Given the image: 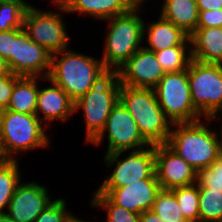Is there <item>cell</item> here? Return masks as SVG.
<instances>
[{
    "instance_id": "d6a6232c",
    "label": "cell",
    "mask_w": 222,
    "mask_h": 222,
    "mask_svg": "<svg viewBox=\"0 0 222 222\" xmlns=\"http://www.w3.org/2000/svg\"><path fill=\"white\" fill-rule=\"evenodd\" d=\"M221 28L222 27V8L215 10H199L197 28Z\"/></svg>"
},
{
    "instance_id": "b9f144b4",
    "label": "cell",
    "mask_w": 222,
    "mask_h": 222,
    "mask_svg": "<svg viewBox=\"0 0 222 222\" xmlns=\"http://www.w3.org/2000/svg\"><path fill=\"white\" fill-rule=\"evenodd\" d=\"M11 1H13V0H0V5H1V4H4V3L11 2Z\"/></svg>"
},
{
    "instance_id": "8992f818",
    "label": "cell",
    "mask_w": 222,
    "mask_h": 222,
    "mask_svg": "<svg viewBox=\"0 0 222 222\" xmlns=\"http://www.w3.org/2000/svg\"><path fill=\"white\" fill-rule=\"evenodd\" d=\"M188 80L194 108L208 122L214 120L222 113V64L191 59Z\"/></svg>"
},
{
    "instance_id": "5b68a950",
    "label": "cell",
    "mask_w": 222,
    "mask_h": 222,
    "mask_svg": "<svg viewBox=\"0 0 222 222\" xmlns=\"http://www.w3.org/2000/svg\"><path fill=\"white\" fill-rule=\"evenodd\" d=\"M36 114L4 109L0 126V145L7 160H19L15 154L49 147L50 138Z\"/></svg>"
},
{
    "instance_id": "e0dca14e",
    "label": "cell",
    "mask_w": 222,
    "mask_h": 222,
    "mask_svg": "<svg viewBox=\"0 0 222 222\" xmlns=\"http://www.w3.org/2000/svg\"><path fill=\"white\" fill-rule=\"evenodd\" d=\"M43 81H50V86L43 89L39 88L35 114L43 124H46L44 127L48 128L49 125L47 124H50L52 121H67L75 113L74 102L51 79L46 77L43 78ZM39 115H43V118Z\"/></svg>"
},
{
    "instance_id": "83f0119b",
    "label": "cell",
    "mask_w": 222,
    "mask_h": 222,
    "mask_svg": "<svg viewBox=\"0 0 222 222\" xmlns=\"http://www.w3.org/2000/svg\"><path fill=\"white\" fill-rule=\"evenodd\" d=\"M30 4L24 0H13L0 5V31L23 28V19Z\"/></svg>"
},
{
    "instance_id": "3957f363",
    "label": "cell",
    "mask_w": 222,
    "mask_h": 222,
    "mask_svg": "<svg viewBox=\"0 0 222 222\" xmlns=\"http://www.w3.org/2000/svg\"><path fill=\"white\" fill-rule=\"evenodd\" d=\"M143 2L129 12L104 20L109 21L105 50L101 61L104 67L115 73L136 51L142 48L144 20L140 17Z\"/></svg>"
},
{
    "instance_id": "ac0fdd59",
    "label": "cell",
    "mask_w": 222,
    "mask_h": 222,
    "mask_svg": "<svg viewBox=\"0 0 222 222\" xmlns=\"http://www.w3.org/2000/svg\"><path fill=\"white\" fill-rule=\"evenodd\" d=\"M158 21L149 23L148 29L144 22L143 37L147 34V44L145 49L157 52L174 46H191V40L181 28L175 26L170 21L164 19L161 15ZM147 29V32H146ZM146 32V33H145Z\"/></svg>"
},
{
    "instance_id": "4316f807",
    "label": "cell",
    "mask_w": 222,
    "mask_h": 222,
    "mask_svg": "<svg viewBox=\"0 0 222 222\" xmlns=\"http://www.w3.org/2000/svg\"><path fill=\"white\" fill-rule=\"evenodd\" d=\"M188 222H199V188L194 183L171 189Z\"/></svg>"
},
{
    "instance_id": "60d3db41",
    "label": "cell",
    "mask_w": 222,
    "mask_h": 222,
    "mask_svg": "<svg viewBox=\"0 0 222 222\" xmlns=\"http://www.w3.org/2000/svg\"><path fill=\"white\" fill-rule=\"evenodd\" d=\"M70 222H86V221H83V220L75 217V218H74L73 220H71ZM88 222H89V221H88Z\"/></svg>"
},
{
    "instance_id": "2e32d148",
    "label": "cell",
    "mask_w": 222,
    "mask_h": 222,
    "mask_svg": "<svg viewBox=\"0 0 222 222\" xmlns=\"http://www.w3.org/2000/svg\"><path fill=\"white\" fill-rule=\"evenodd\" d=\"M160 185L154 173L148 179H142L133 184L112 189L107 196L117 205L126 210L141 214L151 210Z\"/></svg>"
},
{
    "instance_id": "30bf717a",
    "label": "cell",
    "mask_w": 222,
    "mask_h": 222,
    "mask_svg": "<svg viewBox=\"0 0 222 222\" xmlns=\"http://www.w3.org/2000/svg\"><path fill=\"white\" fill-rule=\"evenodd\" d=\"M63 17L61 12H43L30 4L24 15L23 29L32 41L54 54L67 49L70 44Z\"/></svg>"
},
{
    "instance_id": "484cf974",
    "label": "cell",
    "mask_w": 222,
    "mask_h": 222,
    "mask_svg": "<svg viewBox=\"0 0 222 222\" xmlns=\"http://www.w3.org/2000/svg\"><path fill=\"white\" fill-rule=\"evenodd\" d=\"M189 53H188V51ZM165 73L186 70L191 61V46H174L155 52Z\"/></svg>"
},
{
    "instance_id": "7a4b0ae2",
    "label": "cell",
    "mask_w": 222,
    "mask_h": 222,
    "mask_svg": "<svg viewBox=\"0 0 222 222\" xmlns=\"http://www.w3.org/2000/svg\"><path fill=\"white\" fill-rule=\"evenodd\" d=\"M166 145L197 172L206 169L222 154L218 133L200 119L172 124Z\"/></svg>"
},
{
    "instance_id": "f546056e",
    "label": "cell",
    "mask_w": 222,
    "mask_h": 222,
    "mask_svg": "<svg viewBox=\"0 0 222 222\" xmlns=\"http://www.w3.org/2000/svg\"><path fill=\"white\" fill-rule=\"evenodd\" d=\"M198 188H211L222 192V154L209 167L197 172Z\"/></svg>"
},
{
    "instance_id": "9a60e30c",
    "label": "cell",
    "mask_w": 222,
    "mask_h": 222,
    "mask_svg": "<svg viewBox=\"0 0 222 222\" xmlns=\"http://www.w3.org/2000/svg\"><path fill=\"white\" fill-rule=\"evenodd\" d=\"M48 191L36 181L19 183L6 213L15 222H33L53 201Z\"/></svg>"
},
{
    "instance_id": "ee69618b",
    "label": "cell",
    "mask_w": 222,
    "mask_h": 222,
    "mask_svg": "<svg viewBox=\"0 0 222 222\" xmlns=\"http://www.w3.org/2000/svg\"><path fill=\"white\" fill-rule=\"evenodd\" d=\"M219 114H221L222 115V113H219ZM222 117V116H221ZM221 135H219L221 138H220V140H221V144H222V124H221Z\"/></svg>"
},
{
    "instance_id": "1f68e13d",
    "label": "cell",
    "mask_w": 222,
    "mask_h": 222,
    "mask_svg": "<svg viewBox=\"0 0 222 222\" xmlns=\"http://www.w3.org/2000/svg\"><path fill=\"white\" fill-rule=\"evenodd\" d=\"M16 28L9 31H0V57L8 64L11 72V54H13V40L23 31Z\"/></svg>"
},
{
    "instance_id": "7c38bea8",
    "label": "cell",
    "mask_w": 222,
    "mask_h": 222,
    "mask_svg": "<svg viewBox=\"0 0 222 222\" xmlns=\"http://www.w3.org/2000/svg\"><path fill=\"white\" fill-rule=\"evenodd\" d=\"M50 69L51 53L32 41L23 30L13 40L11 73L17 76L46 78Z\"/></svg>"
},
{
    "instance_id": "52a82bcc",
    "label": "cell",
    "mask_w": 222,
    "mask_h": 222,
    "mask_svg": "<svg viewBox=\"0 0 222 222\" xmlns=\"http://www.w3.org/2000/svg\"><path fill=\"white\" fill-rule=\"evenodd\" d=\"M121 84L115 73H109L96 86L74 102V112L82 109L86 126V143L104 128L112 108L119 101Z\"/></svg>"
},
{
    "instance_id": "8d00e7d4",
    "label": "cell",
    "mask_w": 222,
    "mask_h": 222,
    "mask_svg": "<svg viewBox=\"0 0 222 222\" xmlns=\"http://www.w3.org/2000/svg\"><path fill=\"white\" fill-rule=\"evenodd\" d=\"M10 73L7 62L0 57V78L6 77Z\"/></svg>"
},
{
    "instance_id": "7bdbcfd3",
    "label": "cell",
    "mask_w": 222,
    "mask_h": 222,
    "mask_svg": "<svg viewBox=\"0 0 222 222\" xmlns=\"http://www.w3.org/2000/svg\"><path fill=\"white\" fill-rule=\"evenodd\" d=\"M3 109L0 107V126H1V117H2Z\"/></svg>"
},
{
    "instance_id": "f35d334b",
    "label": "cell",
    "mask_w": 222,
    "mask_h": 222,
    "mask_svg": "<svg viewBox=\"0 0 222 222\" xmlns=\"http://www.w3.org/2000/svg\"><path fill=\"white\" fill-rule=\"evenodd\" d=\"M0 222H15L6 212L0 213Z\"/></svg>"
},
{
    "instance_id": "4fadbf2b",
    "label": "cell",
    "mask_w": 222,
    "mask_h": 222,
    "mask_svg": "<svg viewBox=\"0 0 222 222\" xmlns=\"http://www.w3.org/2000/svg\"><path fill=\"white\" fill-rule=\"evenodd\" d=\"M121 85L154 89L165 72L155 52L142 46L115 72Z\"/></svg>"
},
{
    "instance_id": "9c48e42d",
    "label": "cell",
    "mask_w": 222,
    "mask_h": 222,
    "mask_svg": "<svg viewBox=\"0 0 222 222\" xmlns=\"http://www.w3.org/2000/svg\"><path fill=\"white\" fill-rule=\"evenodd\" d=\"M154 90L158 104L172 124L201 119L202 116L192 104L188 68L165 73Z\"/></svg>"
},
{
    "instance_id": "44dd1931",
    "label": "cell",
    "mask_w": 222,
    "mask_h": 222,
    "mask_svg": "<svg viewBox=\"0 0 222 222\" xmlns=\"http://www.w3.org/2000/svg\"><path fill=\"white\" fill-rule=\"evenodd\" d=\"M161 16L181 28L189 36L196 30L199 19L197 0H164Z\"/></svg>"
},
{
    "instance_id": "ba28073f",
    "label": "cell",
    "mask_w": 222,
    "mask_h": 222,
    "mask_svg": "<svg viewBox=\"0 0 222 222\" xmlns=\"http://www.w3.org/2000/svg\"><path fill=\"white\" fill-rule=\"evenodd\" d=\"M125 152L118 151L104 156L107 167L116 165L110 176L95 190L94 194L107 195L114 188L148 179L155 173V145L132 150L127 157L120 159V156Z\"/></svg>"
},
{
    "instance_id": "4dcf8cb0",
    "label": "cell",
    "mask_w": 222,
    "mask_h": 222,
    "mask_svg": "<svg viewBox=\"0 0 222 222\" xmlns=\"http://www.w3.org/2000/svg\"><path fill=\"white\" fill-rule=\"evenodd\" d=\"M75 218L72 212L66 211L65 199L52 201L33 222H70Z\"/></svg>"
},
{
    "instance_id": "d4e9b609",
    "label": "cell",
    "mask_w": 222,
    "mask_h": 222,
    "mask_svg": "<svg viewBox=\"0 0 222 222\" xmlns=\"http://www.w3.org/2000/svg\"><path fill=\"white\" fill-rule=\"evenodd\" d=\"M199 222H222V192L199 188Z\"/></svg>"
},
{
    "instance_id": "ab89813d",
    "label": "cell",
    "mask_w": 222,
    "mask_h": 222,
    "mask_svg": "<svg viewBox=\"0 0 222 222\" xmlns=\"http://www.w3.org/2000/svg\"><path fill=\"white\" fill-rule=\"evenodd\" d=\"M7 159L5 158L2 149H1V145H0V164L5 162Z\"/></svg>"
},
{
    "instance_id": "74e56055",
    "label": "cell",
    "mask_w": 222,
    "mask_h": 222,
    "mask_svg": "<svg viewBox=\"0 0 222 222\" xmlns=\"http://www.w3.org/2000/svg\"><path fill=\"white\" fill-rule=\"evenodd\" d=\"M57 9H66L72 0H52Z\"/></svg>"
},
{
    "instance_id": "603a6c76",
    "label": "cell",
    "mask_w": 222,
    "mask_h": 222,
    "mask_svg": "<svg viewBox=\"0 0 222 222\" xmlns=\"http://www.w3.org/2000/svg\"><path fill=\"white\" fill-rule=\"evenodd\" d=\"M17 160H6L0 164V213L8 209L10 199L21 181Z\"/></svg>"
},
{
    "instance_id": "5bb4252c",
    "label": "cell",
    "mask_w": 222,
    "mask_h": 222,
    "mask_svg": "<svg viewBox=\"0 0 222 222\" xmlns=\"http://www.w3.org/2000/svg\"><path fill=\"white\" fill-rule=\"evenodd\" d=\"M155 174L162 189H174L197 182V171L166 144L155 145Z\"/></svg>"
},
{
    "instance_id": "8fae6325",
    "label": "cell",
    "mask_w": 222,
    "mask_h": 222,
    "mask_svg": "<svg viewBox=\"0 0 222 222\" xmlns=\"http://www.w3.org/2000/svg\"><path fill=\"white\" fill-rule=\"evenodd\" d=\"M106 132L108 134L106 154L138 150L151 145L142 136L136 121L120 101L112 108L102 131L90 143L94 146L101 144Z\"/></svg>"
},
{
    "instance_id": "d590c367",
    "label": "cell",
    "mask_w": 222,
    "mask_h": 222,
    "mask_svg": "<svg viewBox=\"0 0 222 222\" xmlns=\"http://www.w3.org/2000/svg\"><path fill=\"white\" fill-rule=\"evenodd\" d=\"M140 222H165L152 210H146L139 215Z\"/></svg>"
},
{
    "instance_id": "cb8c5ba5",
    "label": "cell",
    "mask_w": 222,
    "mask_h": 222,
    "mask_svg": "<svg viewBox=\"0 0 222 222\" xmlns=\"http://www.w3.org/2000/svg\"><path fill=\"white\" fill-rule=\"evenodd\" d=\"M151 210L165 222H188L170 189H160L157 192Z\"/></svg>"
},
{
    "instance_id": "e575fe53",
    "label": "cell",
    "mask_w": 222,
    "mask_h": 222,
    "mask_svg": "<svg viewBox=\"0 0 222 222\" xmlns=\"http://www.w3.org/2000/svg\"><path fill=\"white\" fill-rule=\"evenodd\" d=\"M199 10H215L222 8V0H197Z\"/></svg>"
},
{
    "instance_id": "7402d4cb",
    "label": "cell",
    "mask_w": 222,
    "mask_h": 222,
    "mask_svg": "<svg viewBox=\"0 0 222 222\" xmlns=\"http://www.w3.org/2000/svg\"><path fill=\"white\" fill-rule=\"evenodd\" d=\"M38 80H43V78L20 76L14 83L6 109L25 114H35L39 92Z\"/></svg>"
},
{
    "instance_id": "6da1fadb",
    "label": "cell",
    "mask_w": 222,
    "mask_h": 222,
    "mask_svg": "<svg viewBox=\"0 0 222 222\" xmlns=\"http://www.w3.org/2000/svg\"><path fill=\"white\" fill-rule=\"evenodd\" d=\"M109 73L101 59L67 48L51 54L48 78L61 87L73 102H76Z\"/></svg>"
},
{
    "instance_id": "277c9868",
    "label": "cell",
    "mask_w": 222,
    "mask_h": 222,
    "mask_svg": "<svg viewBox=\"0 0 222 222\" xmlns=\"http://www.w3.org/2000/svg\"><path fill=\"white\" fill-rule=\"evenodd\" d=\"M119 101L136 121L142 136L151 144H166L172 123L158 104L155 90L121 85Z\"/></svg>"
},
{
    "instance_id": "f1b7e54d",
    "label": "cell",
    "mask_w": 222,
    "mask_h": 222,
    "mask_svg": "<svg viewBox=\"0 0 222 222\" xmlns=\"http://www.w3.org/2000/svg\"><path fill=\"white\" fill-rule=\"evenodd\" d=\"M91 205L107 211L106 222H140L139 215L115 204L107 195L94 194Z\"/></svg>"
},
{
    "instance_id": "836d02e7",
    "label": "cell",
    "mask_w": 222,
    "mask_h": 222,
    "mask_svg": "<svg viewBox=\"0 0 222 222\" xmlns=\"http://www.w3.org/2000/svg\"><path fill=\"white\" fill-rule=\"evenodd\" d=\"M20 76L10 73L0 78V107L4 110L8 107L15 81Z\"/></svg>"
},
{
    "instance_id": "d6986e66",
    "label": "cell",
    "mask_w": 222,
    "mask_h": 222,
    "mask_svg": "<svg viewBox=\"0 0 222 222\" xmlns=\"http://www.w3.org/2000/svg\"><path fill=\"white\" fill-rule=\"evenodd\" d=\"M189 37L192 59L202 63L222 64L221 28H196Z\"/></svg>"
},
{
    "instance_id": "ffe728a7",
    "label": "cell",
    "mask_w": 222,
    "mask_h": 222,
    "mask_svg": "<svg viewBox=\"0 0 222 222\" xmlns=\"http://www.w3.org/2000/svg\"><path fill=\"white\" fill-rule=\"evenodd\" d=\"M139 2V0H72L66 9L58 10L88 14L95 20L104 21L129 12Z\"/></svg>"
}]
</instances>
